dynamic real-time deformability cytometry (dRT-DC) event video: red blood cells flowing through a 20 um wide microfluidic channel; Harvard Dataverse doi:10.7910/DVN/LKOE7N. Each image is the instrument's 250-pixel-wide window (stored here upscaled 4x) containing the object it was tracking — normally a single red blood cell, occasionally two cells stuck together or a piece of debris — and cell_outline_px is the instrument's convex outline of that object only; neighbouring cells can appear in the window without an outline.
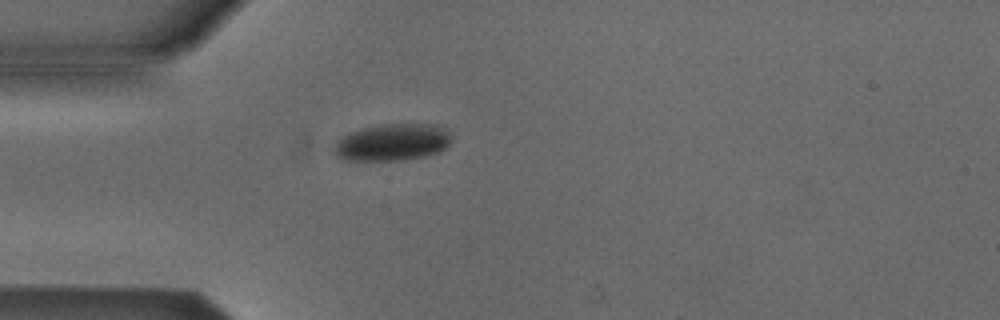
{"species": "Egyptian fruit bat (a non-hibernating species)", "species_latin": "Rousettus aegyptiacus", "temperature_condition": "cold", "stored_images_in_passage": 1, "camera_frame_rate_fps": 3000, "um_per_image_px": 0.085, "animal": {"sex": "male"}, "frame": {"image": 1, "passage_image": 1, "time_ms": 0.0, "image_size_px": [1000, 320], "cell_outline_px": [[452, 140], [440, 152], [424, 156], [400, 160], [344, 160], [336, 156], [332, 148], [336, 140], [348, 132], [380, 124], [436, 124], [448, 128], [452, 136]], "centroid_in_image_um": [33.36, 12.08], "position_along_channel_um": 51.6, "area_um2": 25.66}}